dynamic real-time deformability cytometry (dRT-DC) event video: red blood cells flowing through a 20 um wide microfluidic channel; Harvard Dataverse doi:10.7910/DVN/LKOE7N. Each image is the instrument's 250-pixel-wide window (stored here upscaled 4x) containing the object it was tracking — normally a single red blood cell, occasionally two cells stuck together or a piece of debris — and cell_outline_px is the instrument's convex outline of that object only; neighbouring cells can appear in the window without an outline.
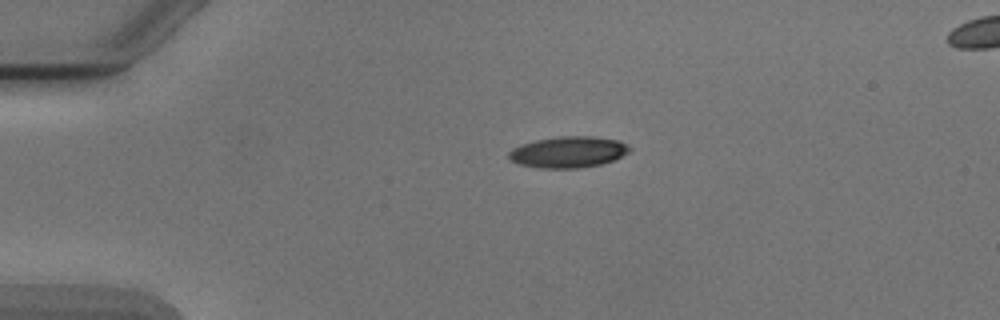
{"species": "Egyptian fruit bat (a non-hibernating species)", "species_latin": "Rousettus aegyptiacus", "temperature_condition": "cold", "stored_images_in_passage": 2, "camera_frame_rate_fps": 3000, "um_per_image_px": 0.085, "animal": {"sex": "male"}, "frame": {"image": 1, "passage_image": 1, "time_ms": 0.0, "image_size_px": [1000, 320], "cell_outline_px": [[632, 148], [628, 152], [612, 160], [600, 164], [580, 168], [536, 168], [520, 164], [512, 160], [508, 156], [508, 152], [512, 148], [520, 144], [536, 140], [560, 136], [592, 136], [620, 140], [628, 144]], "centroid_in_image_um": [48.3, 12.91], "position_along_channel_um": 36.7, "area_um2": 22.02}}